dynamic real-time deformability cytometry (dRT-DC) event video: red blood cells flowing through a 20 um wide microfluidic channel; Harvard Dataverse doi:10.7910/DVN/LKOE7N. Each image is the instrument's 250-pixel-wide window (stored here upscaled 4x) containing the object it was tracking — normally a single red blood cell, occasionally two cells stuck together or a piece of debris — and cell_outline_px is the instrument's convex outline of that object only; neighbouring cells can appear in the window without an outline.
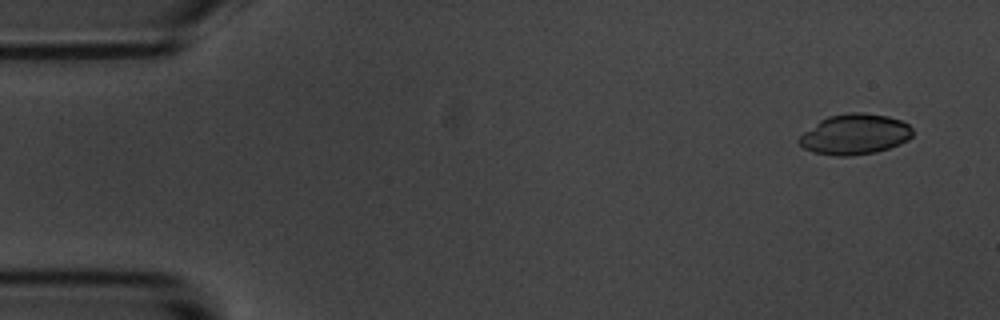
{"species": "common noctule bat (a hibernating species)", "species_latin": "Nyctalus noctula", "temperature_condition": "room temperature", "stored_images_in_passage": 4, "camera_frame_rate_fps": 3000, "um_per_image_px": 0.085, "animal": {"sex": "male", "body_mass_g": 20.1, "forearm_length_mm": 53.5}, "frame": {"image": 1, "passage_image": 1, "time_ms": 0.0, "image_size_px": [1000, 320], "cell_outline_px": [[912, 136], [908, 140], [900, 144], [876, 152], [852, 156], [832, 156], [812, 152], [804, 148], [796, 140], [804, 132], [820, 120], [828, 116], [848, 112], [864, 112], [888, 116], [900, 120], [908, 124], [912, 128]], "centroid_in_image_um": [72.65, 11.42], "position_along_channel_um": 12.4, "area_um2": 26.99}}